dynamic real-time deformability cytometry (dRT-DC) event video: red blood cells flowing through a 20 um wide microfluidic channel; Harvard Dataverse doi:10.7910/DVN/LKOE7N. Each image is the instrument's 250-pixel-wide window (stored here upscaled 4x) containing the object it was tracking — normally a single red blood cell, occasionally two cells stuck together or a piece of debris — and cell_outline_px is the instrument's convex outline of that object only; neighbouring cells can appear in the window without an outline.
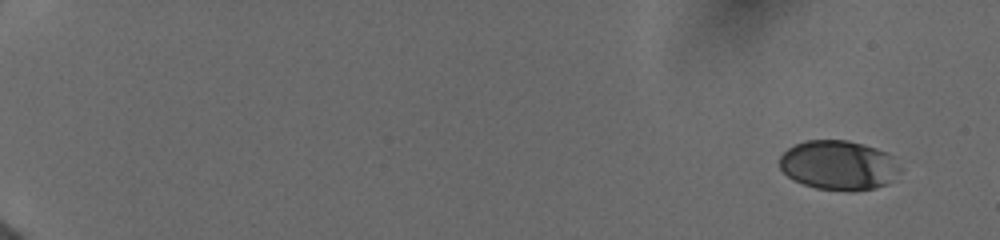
{"species": "human", "species_latin": "Homo sapiens", "temperature_condition": "cold", "stored_images_in_passage": 8, "camera_frame_rate_fps": 3000, "um_per_image_px": 0.085, "donor": {"sex": "female"}, "frame": {"image": 1, "passage_image": 1, "time_ms": 0.0, "image_size_px": [1000, 240], "cell_outline_px": [[892, 180], [888, 184], [876, 188], [852, 192], [816, 188], [804, 184], [788, 176], [780, 168], [780, 156], [788, 148], [796, 144], [808, 140], [848, 140], [864, 144], [888, 152], [892, 156]], "centroid_in_image_um": [71.2, 14.04], "position_along_channel_um": 13.8, "area_um2": 34.1}}